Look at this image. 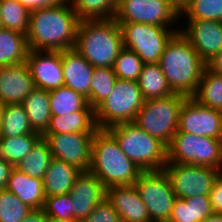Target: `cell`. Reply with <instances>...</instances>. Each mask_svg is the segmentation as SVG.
<instances>
[{
  "mask_svg": "<svg viewBox=\"0 0 222 222\" xmlns=\"http://www.w3.org/2000/svg\"><path fill=\"white\" fill-rule=\"evenodd\" d=\"M79 22L80 19L69 1L58 6L31 11L26 35L29 50L63 51L73 49Z\"/></svg>",
  "mask_w": 222,
  "mask_h": 222,
  "instance_id": "obj_1",
  "label": "cell"
},
{
  "mask_svg": "<svg viewBox=\"0 0 222 222\" xmlns=\"http://www.w3.org/2000/svg\"><path fill=\"white\" fill-rule=\"evenodd\" d=\"M159 65L171 90L187 97L195 94L206 67V63L180 31L165 45Z\"/></svg>",
  "mask_w": 222,
  "mask_h": 222,
  "instance_id": "obj_2",
  "label": "cell"
},
{
  "mask_svg": "<svg viewBox=\"0 0 222 222\" xmlns=\"http://www.w3.org/2000/svg\"><path fill=\"white\" fill-rule=\"evenodd\" d=\"M89 172L108 188L134 185L142 171L123 153L107 129H97L92 139Z\"/></svg>",
  "mask_w": 222,
  "mask_h": 222,
  "instance_id": "obj_3",
  "label": "cell"
},
{
  "mask_svg": "<svg viewBox=\"0 0 222 222\" xmlns=\"http://www.w3.org/2000/svg\"><path fill=\"white\" fill-rule=\"evenodd\" d=\"M122 48L121 29L114 19L80 20L74 49L93 67L112 68Z\"/></svg>",
  "mask_w": 222,
  "mask_h": 222,
  "instance_id": "obj_4",
  "label": "cell"
},
{
  "mask_svg": "<svg viewBox=\"0 0 222 222\" xmlns=\"http://www.w3.org/2000/svg\"><path fill=\"white\" fill-rule=\"evenodd\" d=\"M123 153L141 170H163L167 163V146L150 136L134 122L114 125L107 129Z\"/></svg>",
  "mask_w": 222,
  "mask_h": 222,
  "instance_id": "obj_5",
  "label": "cell"
},
{
  "mask_svg": "<svg viewBox=\"0 0 222 222\" xmlns=\"http://www.w3.org/2000/svg\"><path fill=\"white\" fill-rule=\"evenodd\" d=\"M186 99L185 95L173 93L146 100L137 112L134 123L168 146L177 132L180 108Z\"/></svg>",
  "mask_w": 222,
  "mask_h": 222,
  "instance_id": "obj_6",
  "label": "cell"
},
{
  "mask_svg": "<svg viewBox=\"0 0 222 222\" xmlns=\"http://www.w3.org/2000/svg\"><path fill=\"white\" fill-rule=\"evenodd\" d=\"M143 103L137 81L117 78L111 93L94 109L97 128L108 129L114 125L134 122Z\"/></svg>",
  "mask_w": 222,
  "mask_h": 222,
  "instance_id": "obj_7",
  "label": "cell"
},
{
  "mask_svg": "<svg viewBox=\"0 0 222 222\" xmlns=\"http://www.w3.org/2000/svg\"><path fill=\"white\" fill-rule=\"evenodd\" d=\"M167 162L222 168V139L177 130L167 146Z\"/></svg>",
  "mask_w": 222,
  "mask_h": 222,
  "instance_id": "obj_8",
  "label": "cell"
},
{
  "mask_svg": "<svg viewBox=\"0 0 222 222\" xmlns=\"http://www.w3.org/2000/svg\"><path fill=\"white\" fill-rule=\"evenodd\" d=\"M123 47L134 51L144 64L159 63L165 45L179 31L163 26L144 23H118Z\"/></svg>",
  "mask_w": 222,
  "mask_h": 222,
  "instance_id": "obj_9",
  "label": "cell"
},
{
  "mask_svg": "<svg viewBox=\"0 0 222 222\" xmlns=\"http://www.w3.org/2000/svg\"><path fill=\"white\" fill-rule=\"evenodd\" d=\"M134 185L151 221L168 222L177 197L165 170L142 171Z\"/></svg>",
  "mask_w": 222,
  "mask_h": 222,
  "instance_id": "obj_10",
  "label": "cell"
},
{
  "mask_svg": "<svg viewBox=\"0 0 222 222\" xmlns=\"http://www.w3.org/2000/svg\"><path fill=\"white\" fill-rule=\"evenodd\" d=\"M164 170L177 198L209 196L219 169L191 164L166 163Z\"/></svg>",
  "mask_w": 222,
  "mask_h": 222,
  "instance_id": "obj_11",
  "label": "cell"
},
{
  "mask_svg": "<svg viewBox=\"0 0 222 222\" xmlns=\"http://www.w3.org/2000/svg\"><path fill=\"white\" fill-rule=\"evenodd\" d=\"M181 16L168 0H119L114 20L117 23H144L170 28Z\"/></svg>",
  "mask_w": 222,
  "mask_h": 222,
  "instance_id": "obj_12",
  "label": "cell"
},
{
  "mask_svg": "<svg viewBox=\"0 0 222 222\" xmlns=\"http://www.w3.org/2000/svg\"><path fill=\"white\" fill-rule=\"evenodd\" d=\"M177 130L196 136L222 139V112L187 97L180 108Z\"/></svg>",
  "mask_w": 222,
  "mask_h": 222,
  "instance_id": "obj_13",
  "label": "cell"
},
{
  "mask_svg": "<svg viewBox=\"0 0 222 222\" xmlns=\"http://www.w3.org/2000/svg\"><path fill=\"white\" fill-rule=\"evenodd\" d=\"M94 133L43 134L53 158L73 165L82 172L89 171Z\"/></svg>",
  "mask_w": 222,
  "mask_h": 222,
  "instance_id": "obj_14",
  "label": "cell"
},
{
  "mask_svg": "<svg viewBox=\"0 0 222 222\" xmlns=\"http://www.w3.org/2000/svg\"><path fill=\"white\" fill-rule=\"evenodd\" d=\"M179 28L201 59L207 63L222 50V22L216 20H188Z\"/></svg>",
  "mask_w": 222,
  "mask_h": 222,
  "instance_id": "obj_15",
  "label": "cell"
},
{
  "mask_svg": "<svg viewBox=\"0 0 222 222\" xmlns=\"http://www.w3.org/2000/svg\"><path fill=\"white\" fill-rule=\"evenodd\" d=\"M26 64L36 88L50 91L64 86L61 51L29 50Z\"/></svg>",
  "mask_w": 222,
  "mask_h": 222,
  "instance_id": "obj_16",
  "label": "cell"
},
{
  "mask_svg": "<svg viewBox=\"0 0 222 222\" xmlns=\"http://www.w3.org/2000/svg\"><path fill=\"white\" fill-rule=\"evenodd\" d=\"M69 194L74 208V221L80 222L106 198V187L94 174L81 172Z\"/></svg>",
  "mask_w": 222,
  "mask_h": 222,
  "instance_id": "obj_17",
  "label": "cell"
},
{
  "mask_svg": "<svg viewBox=\"0 0 222 222\" xmlns=\"http://www.w3.org/2000/svg\"><path fill=\"white\" fill-rule=\"evenodd\" d=\"M34 88L26 62L0 67V101L4 104L23 103Z\"/></svg>",
  "mask_w": 222,
  "mask_h": 222,
  "instance_id": "obj_18",
  "label": "cell"
},
{
  "mask_svg": "<svg viewBox=\"0 0 222 222\" xmlns=\"http://www.w3.org/2000/svg\"><path fill=\"white\" fill-rule=\"evenodd\" d=\"M106 199L118 212L121 222H152L135 185L110 186Z\"/></svg>",
  "mask_w": 222,
  "mask_h": 222,
  "instance_id": "obj_19",
  "label": "cell"
},
{
  "mask_svg": "<svg viewBox=\"0 0 222 222\" xmlns=\"http://www.w3.org/2000/svg\"><path fill=\"white\" fill-rule=\"evenodd\" d=\"M64 86L87 98L90 105V85L94 67L74 48L61 51Z\"/></svg>",
  "mask_w": 222,
  "mask_h": 222,
  "instance_id": "obj_20",
  "label": "cell"
},
{
  "mask_svg": "<svg viewBox=\"0 0 222 222\" xmlns=\"http://www.w3.org/2000/svg\"><path fill=\"white\" fill-rule=\"evenodd\" d=\"M5 189L16 195L32 210L43 209L46 196L42 179L30 177L14 167Z\"/></svg>",
  "mask_w": 222,
  "mask_h": 222,
  "instance_id": "obj_21",
  "label": "cell"
},
{
  "mask_svg": "<svg viewBox=\"0 0 222 222\" xmlns=\"http://www.w3.org/2000/svg\"><path fill=\"white\" fill-rule=\"evenodd\" d=\"M95 111L87 104L82 110L62 116H52L44 134L95 133Z\"/></svg>",
  "mask_w": 222,
  "mask_h": 222,
  "instance_id": "obj_22",
  "label": "cell"
},
{
  "mask_svg": "<svg viewBox=\"0 0 222 222\" xmlns=\"http://www.w3.org/2000/svg\"><path fill=\"white\" fill-rule=\"evenodd\" d=\"M81 172L75 166L53 158L42 179L45 196L69 194Z\"/></svg>",
  "mask_w": 222,
  "mask_h": 222,
  "instance_id": "obj_23",
  "label": "cell"
},
{
  "mask_svg": "<svg viewBox=\"0 0 222 222\" xmlns=\"http://www.w3.org/2000/svg\"><path fill=\"white\" fill-rule=\"evenodd\" d=\"M22 104L28 115L29 123L33 131L43 135L52 117L49 91L35 87L24 99Z\"/></svg>",
  "mask_w": 222,
  "mask_h": 222,
  "instance_id": "obj_24",
  "label": "cell"
},
{
  "mask_svg": "<svg viewBox=\"0 0 222 222\" xmlns=\"http://www.w3.org/2000/svg\"><path fill=\"white\" fill-rule=\"evenodd\" d=\"M28 52L25 34L0 28V67L26 62Z\"/></svg>",
  "mask_w": 222,
  "mask_h": 222,
  "instance_id": "obj_25",
  "label": "cell"
},
{
  "mask_svg": "<svg viewBox=\"0 0 222 222\" xmlns=\"http://www.w3.org/2000/svg\"><path fill=\"white\" fill-rule=\"evenodd\" d=\"M144 101L173 94L159 63L144 64L137 80Z\"/></svg>",
  "mask_w": 222,
  "mask_h": 222,
  "instance_id": "obj_26",
  "label": "cell"
},
{
  "mask_svg": "<svg viewBox=\"0 0 222 222\" xmlns=\"http://www.w3.org/2000/svg\"><path fill=\"white\" fill-rule=\"evenodd\" d=\"M192 98L203 106L222 112V74L205 67Z\"/></svg>",
  "mask_w": 222,
  "mask_h": 222,
  "instance_id": "obj_27",
  "label": "cell"
},
{
  "mask_svg": "<svg viewBox=\"0 0 222 222\" xmlns=\"http://www.w3.org/2000/svg\"><path fill=\"white\" fill-rule=\"evenodd\" d=\"M52 160L49 144L41 138L15 168L30 177L43 179Z\"/></svg>",
  "mask_w": 222,
  "mask_h": 222,
  "instance_id": "obj_28",
  "label": "cell"
},
{
  "mask_svg": "<svg viewBox=\"0 0 222 222\" xmlns=\"http://www.w3.org/2000/svg\"><path fill=\"white\" fill-rule=\"evenodd\" d=\"M50 111L52 116H62L82 110L87 98L73 89L61 86L49 91Z\"/></svg>",
  "mask_w": 222,
  "mask_h": 222,
  "instance_id": "obj_29",
  "label": "cell"
},
{
  "mask_svg": "<svg viewBox=\"0 0 222 222\" xmlns=\"http://www.w3.org/2000/svg\"><path fill=\"white\" fill-rule=\"evenodd\" d=\"M41 138L42 135L37 132L16 137H0V157L15 167Z\"/></svg>",
  "mask_w": 222,
  "mask_h": 222,
  "instance_id": "obj_30",
  "label": "cell"
},
{
  "mask_svg": "<svg viewBox=\"0 0 222 222\" xmlns=\"http://www.w3.org/2000/svg\"><path fill=\"white\" fill-rule=\"evenodd\" d=\"M80 20L114 19L119 0H68Z\"/></svg>",
  "mask_w": 222,
  "mask_h": 222,
  "instance_id": "obj_31",
  "label": "cell"
},
{
  "mask_svg": "<svg viewBox=\"0 0 222 222\" xmlns=\"http://www.w3.org/2000/svg\"><path fill=\"white\" fill-rule=\"evenodd\" d=\"M35 133L22 103L5 104L0 137H16Z\"/></svg>",
  "mask_w": 222,
  "mask_h": 222,
  "instance_id": "obj_32",
  "label": "cell"
},
{
  "mask_svg": "<svg viewBox=\"0 0 222 222\" xmlns=\"http://www.w3.org/2000/svg\"><path fill=\"white\" fill-rule=\"evenodd\" d=\"M0 12L2 28L27 35L30 11L18 0H1Z\"/></svg>",
  "mask_w": 222,
  "mask_h": 222,
  "instance_id": "obj_33",
  "label": "cell"
},
{
  "mask_svg": "<svg viewBox=\"0 0 222 222\" xmlns=\"http://www.w3.org/2000/svg\"><path fill=\"white\" fill-rule=\"evenodd\" d=\"M116 80L113 68L94 67L90 85V106L93 109L111 93Z\"/></svg>",
  "mask_w": 222,
  "mask_h": 222,
  "instance_id": "obj_34",
  "label": "cell"
},
{
  "mask_svg": "<svg viewBox=\"0 0 222 222\" xmlns=\"http://www.w3.org/2000/svg\"><path fill=\"white\" fill-rule=\"evenodd\" d=\"M143 65V61L134 51L123 47L112 68L117 78L137 81Z\"/></svg>",
  "mask_w": 222,
  "mask_h": 222,
  "instance_id": "obj_35",
  "label": "cell"
},
{
  "mask_svg": "<svg viewBox=\"0 0 222 222\" xmlns=\"http://www.w3.org/2000/svg\"><path fill=\"white\" fill-rule=\"evenodd\" d=\"M31 210L12 192L0 190V222H22Z\"/></svg>",
  "mask_w": 222,
  "mask_h": 222,
  "instance_id": "obj_36",
  "label": "cell"
},
{
  "mask_svg": "<svg viewBox=\"0 0 222 222\" xmlns=\"http://www.w3.org/2000/svg\"><path fill=\"white\" fill-rule=\"evenodd\" d=\"M187 20H216L222 22V0H192L180 15Z\"/></svg>",
  "mask_w": 222,
  "mask_h": 222,
  "instance_id": "obj_37",
  "label": "cell"
},
{
  "mask_svg": "<svg viewBox=\"0 0 222 222\" xmlns=\"http://www.w3.org/2000/svg\"><path fill=\"white\" fill-rule=\"evenodd\" d=\"M43 211L50 218L74 221V208L70 194L46 197Z\"/></svg>",
  "mask_w": 222,
  "mask_h": 222,
  "instance_id": "obj_38",
  "label": "cell"
},
{
  "mask_svg": "<svg viewBox=\"0 0 222 222\" xmlns=\"http://www.w3.org/2000/svg\"><path fill=\"white\" fill-rule=\"evenodd\" d=\"M80 222H121V218L111 203L105 198L87 218Z\"/></svg>",
  "mask_w": 222,
  "mask_h": 222,
  "instance_id": "obj_39",
  "label": "cell"
},
{
  "mask_svg": "<svg viewBox=\"0 0 222 222\" xmlns=\"http://www.w3.org/2000/svg\"><path fill=\"white\" fill-rule=\"evenodd\" d=\"M168 222H193L192 200L176 198Z\"/></svg>",
  "mask_w": 222,
  "mask_h": 222,
  "instance_id": "obj_40",
  "label": "cell"
},
{
  "mask_svg": "<svg viewBox=\"0 0 222 222\" xmlns=\"http://www.w3.org/2000/svg\"><path fill=\"white\" fill-rule=\"evenodd\" d=\"M186 200H192L193 222H203L214 213L209 196H194Z\"/></svg>",
  "mask_w": 222,
  "mask_h": 222,
  "instance_id": "obj_41",
  "label": "cell"
},
{
  "mask_svg": "<svg viewBox=\"0 0 222 222\" xmlns=\"http://www.w3.org/2000/svg\"><path fill=\"white\" fill-rule=\"evenodd\" d=\"M212 210L214 213L222 214V175L215 180L213 188L209 194Z\"/></svg>",
  "mask_w": 222,
  "mask_h": 222,
  "instance_id": "obj_42",
  "label": "cell"
},
{
  "mask_svg": "<svg viewBox=\"0 0 222 222\" xmlns=\"http://www.w3.org/2000/svg\"><path fill=\"white\" fill-rule=\"evenodd\" d=\"M30 12L40 8L54 7L65 4L68 0H18Z\"/></svg>",
  "mask_w": 222,
  "mask_h": 222,
  "instance_id": "obj_43",
  "label": "cell"
},
{
  "mask_svg": "<svg viewBox=\"0 0 222 222\" xmlns=\"http://www.w3.org/2000/svg\"><path fill=\"white\" fill-rule=\"evenodd\" d=\"M14 166L0 157V190H4L7 185L10 173Z\"/></svg>",
  "mask_w": 222,
  "mask_h": 222,
  "instance_id": "obj_44",
  "label": "cell"
},
{
  "mask_svg": "<svg viewBox=\"0 0 222 222\" xmlns=\"http://www.w3.org/2000/svg\"><path fill=\"white\" fill-rule=\"evenodd\" d=\"M206 67L214 73L222 74V50L206 63Z\"/></svg>",
  "mask_w": 222,
  "mask_h": 222,
  "instance_id": "obj_45",
  "label": "cell"
},
{
  "mask_svg": "<svg viewBox=\"0 0 222 222\" xmlns=\"http://www.w3.org/2000/svg\"><path fill=\"white\" fill-rule=\"evenodd\" d=\"M46 217L43 209L31 210L22 222H45Z\"/></svg>",
  "mask_w": 222,
  "mask_h": 222,
  "instance_id": "obj_46",
  "label": "cell"
},
{
  "mask_svg": "<svg viewBox=\"0 0 222 222\" xmlns=\"http://www.w3.org/2000/svg\"><path fill=\"white\" fill-rule=\"evenodd\" d=\"M175 11L181 15L185 9L191 4L192 0H168Z\"/></svg>",
  "mask_w": 222,
  "mask_h": 222,
  "instance_id": "obj_47",
  "label": "cell"
},
{
  "mask_svg": "<svg viewBox=\"0 0 222 222\" xmlns=\"http://www.w3.org/2000/svg\"><path fill=\"white\" fill-rule=\"evenodd\" d=\"M203 222H222V214L213 213L212 215L208 216Z\"/></svg>",
  "mask_w": 222,
  "mask_h": 222,
  "instance_id": "obj_48",
  "label": "cell"
},
{
  "mask_svg": "<svg viewBox=\"0 0 222 222\" xmlns=\"http://www.w3.org/2000/svg\"><path fill=\"white\" fill-rule=\"evenodd\" d=\"M4 108H5V104L0 101V130H1V127H2Z\"/></svg>",
  "mask_w": 222,
  "mask_h": 222,
  "instance_id": "obj_49",
  "label": "cell"
},
{
  "mask_svg": "<svg viewBox=\"0 0 222 222\" xmlns=\"http://www.w3.org/2000/svg\"><path fill=\"white\" fill-rule=\"evenodd\" d=\"M45 222H76V221L59 220L47 216Z\"/></svg>",
  "mask_w": 222,
  "mask_h": 222,
  "instance_id": "obj_50",
  "label": "cell"
},
{
  "mask_svg": "<svg viewBox=\"0 0 222 222\" xmlns=\"http://www.w3.org/2000/svg\"><path fill=\"white\" fill-rule=\"evenodd\" d=\"M1 2V0H0ZM0 28H2V23H1V12H0Z\"/></svg>",
  "mask_w": 222,
  "mask_h": 222,
  "instance_id": "obj_51",
  "label": "cell"
}]
</instances>
